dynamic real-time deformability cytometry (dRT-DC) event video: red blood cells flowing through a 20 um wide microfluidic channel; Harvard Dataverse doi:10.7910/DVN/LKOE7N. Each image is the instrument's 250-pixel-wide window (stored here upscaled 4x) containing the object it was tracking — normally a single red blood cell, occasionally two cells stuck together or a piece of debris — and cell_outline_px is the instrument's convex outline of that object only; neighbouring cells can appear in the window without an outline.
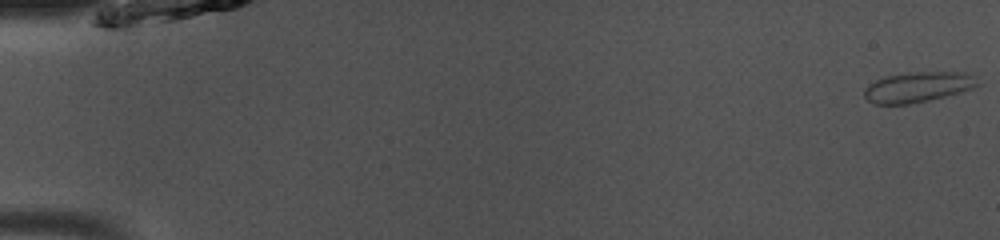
{"species": "common noctule bat (a hibernating species)", "species_latin": "Nyctalus noctula", "temperature_condition": "room temperature", "stored_images_in_passage": 49, "camera_frame_rate_fps": 3000, "um_per_image_px": 0.085, "animal": {"sex": "male", "body_mass_g": 13.0, "forearm_length_mm": 53.1}, "frame": {"image": 1, "passage_image": 1, "time_ms": 0.0, "image_size_px": [1000, 240], "cell_outline_px": [[980, 84], [972, 88], [960, 92], [928, 100], [908, 104], [876, 104], [868, 100], [864, 96], [864, 88], [868, 84], [884, 76], [908, 72], [964, 72], [972, 76]], "centroid_in_image_um": [77.97, 7.39], "position_along_channel_um": 7.0, "area_um2": 19.88}}
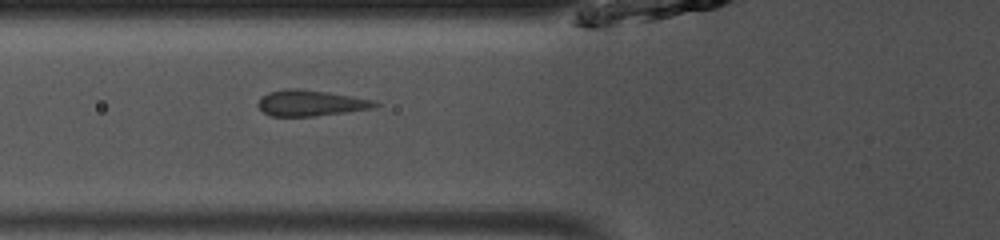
{"frame": {"image": 2, "passage_image": 19, "time_ms": 6.0, "image_size_px": [1000, 240], "cell_outline_px": [[380, 104], [376, 108], [312, 116], [272, 116], [264, 112], [256, 104], [268, 92], [288, 88], [292, 88], [328, 92], [372, 100]], "centroid_in_image_um": [26.41, 8.76], "position_along_channel_um": 99.4, "area_um2": 17.34}}
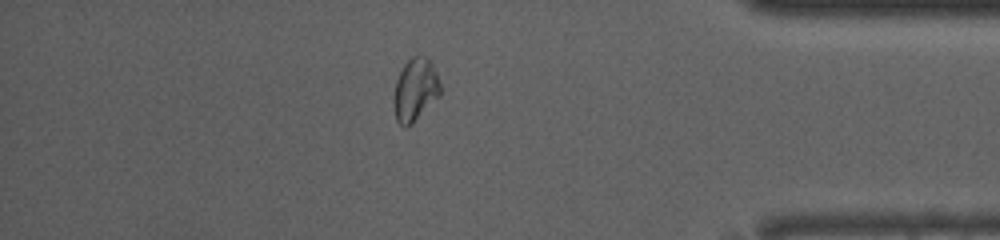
{"frame": {"image": 3, "passage_image": 43, "time_ms": 14.0, "image_size_px": [1000, 240], "cell_outline_px": [[440, 96], [412, 124], [404, 128], [396, 120], [392, 100], [396, 80], [404, 64], [412, 56], [428, 56], [436, 72], [440, 84]], "centroid_in_image_um": [35.28, 7.64], "position_along_channel_um": 399.9, "area_um2": 17.22}, "authors_computed_cell_mechanics": {"area_um2": 17.4556, "velocity_mm_per_s": 4.0786, "shape_relaxation_time_tau1_ms": 10.7025, "shape_relaxation_time_tau2_ms": null, "deformation_change_tau1": 0.2074, "deformation_change_tau2": null}}